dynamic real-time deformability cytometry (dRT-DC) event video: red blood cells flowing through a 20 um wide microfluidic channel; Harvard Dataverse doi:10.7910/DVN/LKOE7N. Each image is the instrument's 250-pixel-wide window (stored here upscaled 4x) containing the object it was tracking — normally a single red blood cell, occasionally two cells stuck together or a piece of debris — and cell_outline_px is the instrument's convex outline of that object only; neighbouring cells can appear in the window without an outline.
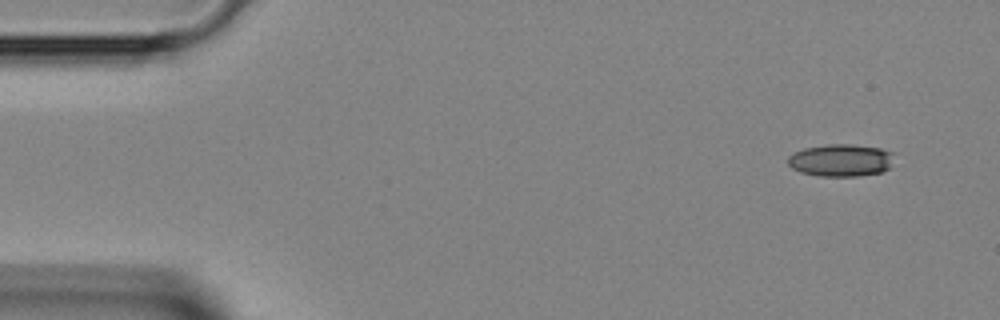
{"species": "Egyptian fruit bat (a non-hibernating species)", "species_latin": "Rousettus aegyptiacus", "temperature_condition": "room temperature", "stored_images_in_passage": 41, "camera_frame_rate_fps": 3000, "um_per_image_px": 0.085, "animal": {"sex": "female"}, "frame": {"image": 1, "passage_image": 1, "time_ms": 0.0, "image_size_px": [1000, 320], "cell_outline_px": [[896, 152], [888, 168], [880, 172], [856, 176], [820, 176], [800, 172], [792, 168], [788, 164], [788, 156], [804, 148], [828, 144], [852, 144], [880, 148]], "centroid_in_image_um": [71.48, 13.61], "position_along_channel_um": 13.5, "area_um2": 20.06}}
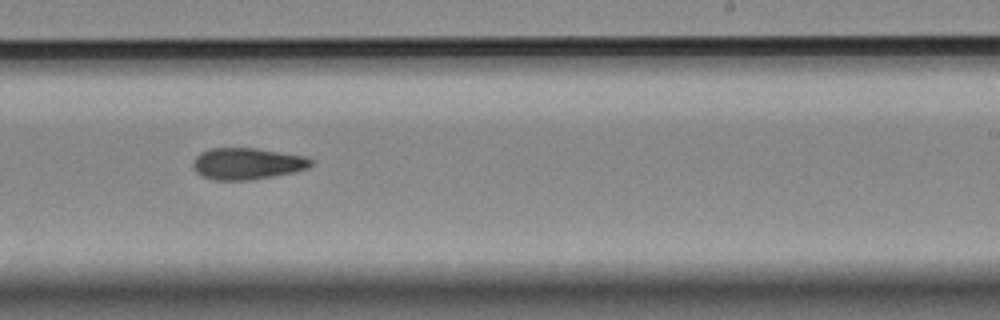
{"frame": {"image": 2, "passage_image": 24, "time_ms": 7.667, "image_size_px": [1000, 320], "cell_outline_px": [[312, 164], [308, 168], [292, 172], [272, 176], [248, 180], [216, 180], [200, 176], [192, 168], [192, 160], [200, 152], [208, 148], [256, 148], [304, 156], [312, 160]], "centroid_in_image_um": [20.93, 13.9], "position_along_channel_um": 268.1, "area_um2": 21.73}}
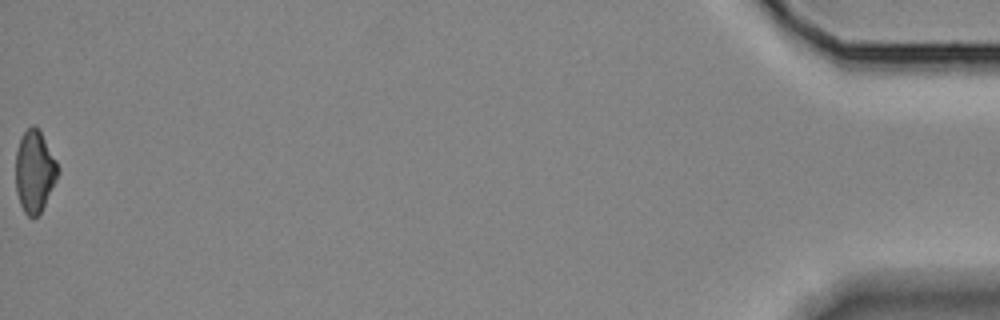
{"frame": {"image": 3, "passage_image": 41, "time_ms": 13.333, "image_size_px": [1000, 320], "cell_outline_px": [[60, 172], [40, 212], [36, 216], [28, 216], [24, 212], [20, 204], [16, 192], [16, 152], [20, 140], [24, 132], [32, 124], [40, 132], [56, 160]], "centroid_in_image_um": [2.93, 14.58], "position_along_channel_um": 432.3, "area_um2": 19.71}}